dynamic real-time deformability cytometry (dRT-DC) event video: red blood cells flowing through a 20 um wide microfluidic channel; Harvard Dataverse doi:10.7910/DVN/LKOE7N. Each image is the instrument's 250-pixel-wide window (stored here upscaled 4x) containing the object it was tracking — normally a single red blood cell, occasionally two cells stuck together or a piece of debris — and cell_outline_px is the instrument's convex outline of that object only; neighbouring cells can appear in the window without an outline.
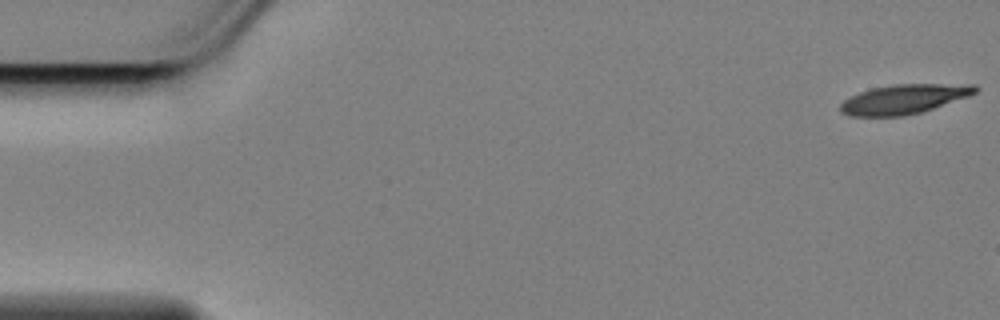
{"species": "Egyptian fruit bat (a non-hibernating species)", "species_latin": "Rousettus aegyptiacus", "temperature_condition": "cold", "stored_images_in_passage": 16, "camera_frame_rate_fps": 3000, "um_per_image_px": 0.085, "animal": {"sex": "female"}, "frame": {"image": 1, "passage_image": 1, "time_ms": 0.0, "image_size_px": [1000, 320], "cell_outline_px": [[980, 88], [976, 92], [968, 96], [920, 112], [904, 116], [848, 116], [840, 112], [840, 104], [844, 100], [860, 92], [872, 88], [892, 84], [976, 84]], "centroid_in_image_um": [76.83, 8.42], "position_along_channel_um": 8.2, "area_um2": 23.06}}
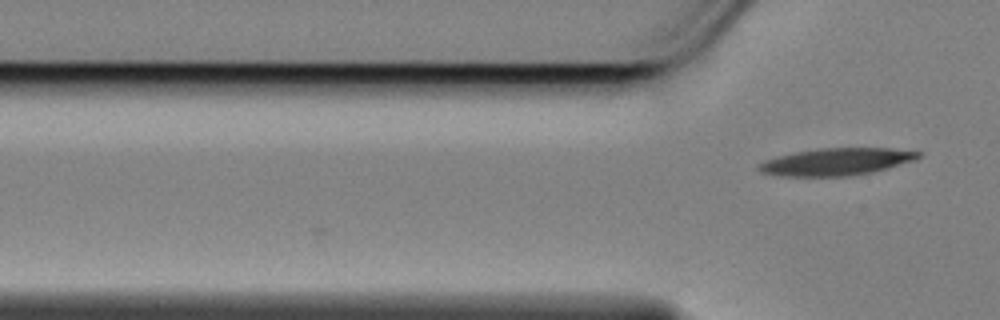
{"frame": {"image": 2, "passage_image": 16, "time_ms": 5.0, "image_size_px": [1000, 320], "cell_outline_px": [[924, 152], [920, 156], [912, 160], [888, 168], [848, 176], [780, 176], [760, 172], [756, 168], [764, 160], [792, 152], [816, 148], [892, 148]], "centroid_in_image_um": [71.05, 13.73], "position_along_channel_um": 54.8, "area_um2": 25.26}}